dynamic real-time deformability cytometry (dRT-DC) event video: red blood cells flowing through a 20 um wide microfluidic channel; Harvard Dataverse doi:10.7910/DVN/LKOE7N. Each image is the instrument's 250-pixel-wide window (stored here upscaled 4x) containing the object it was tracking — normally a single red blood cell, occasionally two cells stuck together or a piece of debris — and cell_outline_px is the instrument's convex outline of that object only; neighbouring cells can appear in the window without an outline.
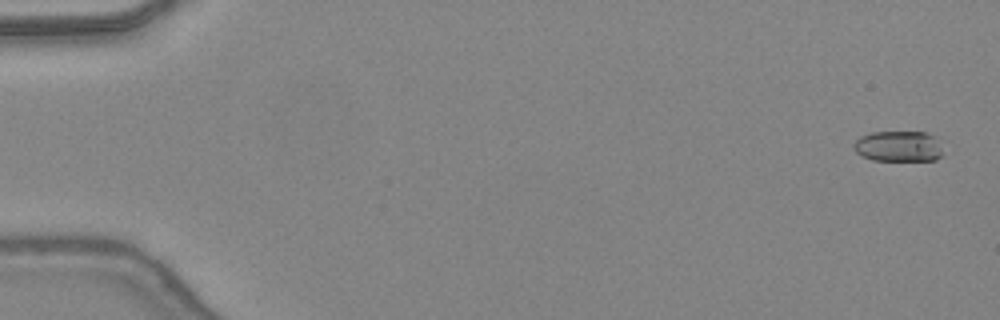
{"species": "common noctule bat (a hibernating species)", "species_latin": "Nyctalus noctula", "temperature_condition": "warm", "stored_images_in_passage": 8, "camera_frame_rate_fps": 3000, "um_per_image_px": 0.085, "animal": {"sex": "female", "body_mass_g": 24.6, "forearm_length_mm": 56.2}, "frame": {"image": 1, "passage_image": 2, "time_ms": 0.333, "image_size_px": [1000, 320], "cell_outline_px": [[944, 156], [936, 160], [872, 160], [860, 156], [852, 148], [852, 144], [860, 136], [872, 132], [924, 132], [936, 136]], "centroid_in_image_um": [76.36, 12.44], "position_along_channel_um": 8.6, "area_um2": 16.24}}